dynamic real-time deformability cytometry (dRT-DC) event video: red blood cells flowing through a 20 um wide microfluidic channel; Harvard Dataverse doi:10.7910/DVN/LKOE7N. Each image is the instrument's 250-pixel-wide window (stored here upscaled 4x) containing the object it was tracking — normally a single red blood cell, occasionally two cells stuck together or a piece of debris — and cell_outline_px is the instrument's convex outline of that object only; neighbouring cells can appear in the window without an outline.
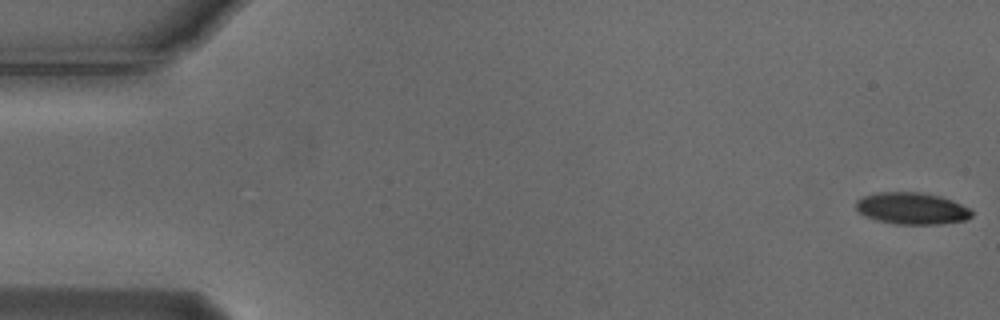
{"species": "Egyptian fruit bat (a non-hibernating species)", "species_latin": "Rousettus aegyptiacus", "temperature_condition": "cold", "stored_images_in_passage": 50, "camera_frame_rate_fps": 3000, "um_per_image_px": 0.085, "animal": {"sex": "male"}, "frame": {"image": 1, "passage_image": 1, "time_ms": 0.0, "image_size_px": [1000, 320], "cell_outline_px": [[972, 216], [964, 220], [940, 224], [896, 224], [880, 220], [868, 216], [860, 212], [856, 208], [856, 200], [864, 196], [880, 192], [920, 192], [940, 196], [952, 200], [968, 208], [972, 212]], "centroid_in_image_um": [77.52, 17.71], "position_along_channel_um": 7.5, "area_um2": 21.1}}
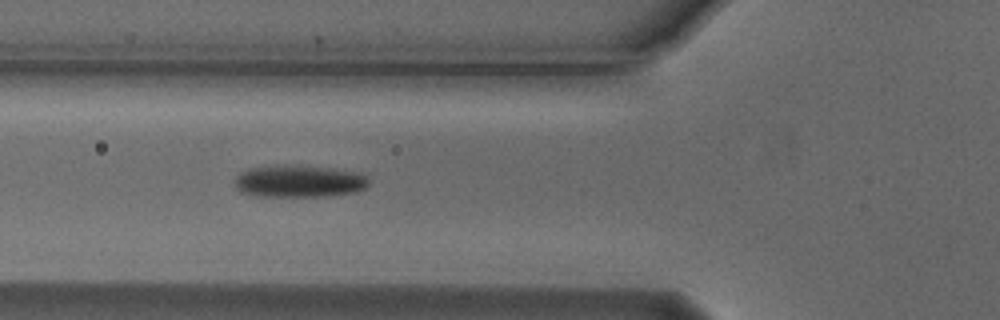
{"frame": {"image": 2, "passage_image": 20, "time_ms": 6.333, "image_size_px": [1000, 320], "cell_outline_px": [[368, 184], [364, 188], [352, 192], [324, 196], [260, 196], [240, 192], [236, 188], [236, 176], [240, 172], [248, 168], [276, 164], [332, 168], [364, 172], [368, 176]], "centroid_in_image_um": [25.42, 15.38], "position_along_channel_um": 100.4, "area_um2": 25.32}}
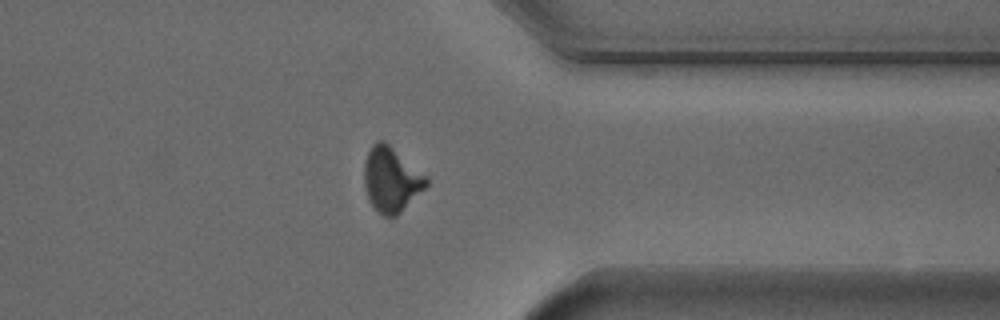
{"frame": {"image": 3, "passage_image": 43, "time_ms": 14.0, "image_size_px": [1000, 320], "cell_outline_px": [[428, 184], [396, 216], [384, 216], [376, 212], [368, 200], [364, 184], [364, 164], [368, 152], [372, 144], [380, 140], [384, 140], [428, 176]], "centroid_in_image_um": [33.24, 15.25], "position_along_channel_um": 378.2, "area_um2": 23.47}}